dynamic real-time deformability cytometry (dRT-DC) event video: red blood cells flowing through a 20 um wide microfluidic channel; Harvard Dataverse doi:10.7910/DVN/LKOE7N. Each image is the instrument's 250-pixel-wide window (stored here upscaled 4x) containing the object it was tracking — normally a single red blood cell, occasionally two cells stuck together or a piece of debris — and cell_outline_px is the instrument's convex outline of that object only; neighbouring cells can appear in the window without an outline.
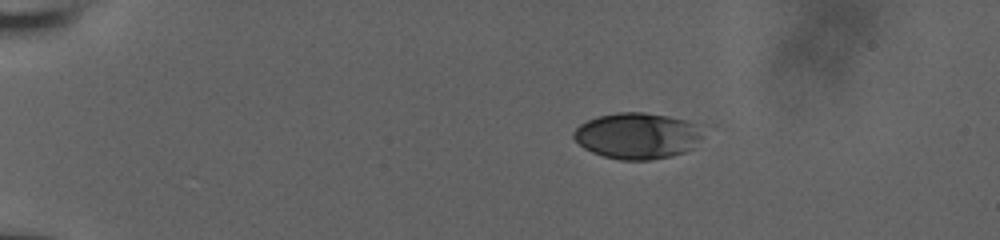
{"species": "human", "species_latin": "Homo sapiens", "temperature_condition": "room temperature", "stored_images_in_passage": 47, "camera_frame_rate_fps": 3000, "um_per_image_px": 0.085, "donor": {"sex": "male"}, "frame": {"image": 1, "passage_image": 8, "time_ms": 2.333, "image_size_px": [1000, 240], "cell_outline_px": [[660, 156], [612, 156], [588, 148], [576, 136], [576, 132], [584, 124], [592, 120], [604, 116], [656, 116]], "centroid_in_image_um": [52.85, 11.54], "position_along_channel_um": 32.1, "area_um2": 20.58}}
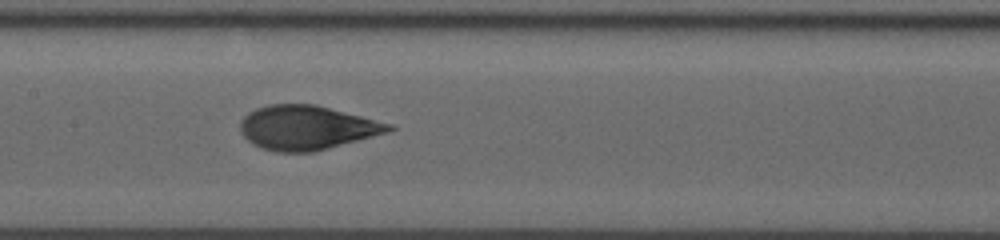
{"frame": {"image": 2, "passage_image": 27, "time_ms": 8.667, "image_size_px": [1000, 240], "cell_outline_px": [[388, 128], [360, 136], [316, 148], [276, 148], [264, 144], [256, 140], [252, 136], [248, 124], [248, 120], [256, 112], [268, 108], [320, 108], [364, 120]], "centroid_in_image_um": [26.03, 10.84], "position_along_channel_um": 181.4, "area_um2": 28.67}}
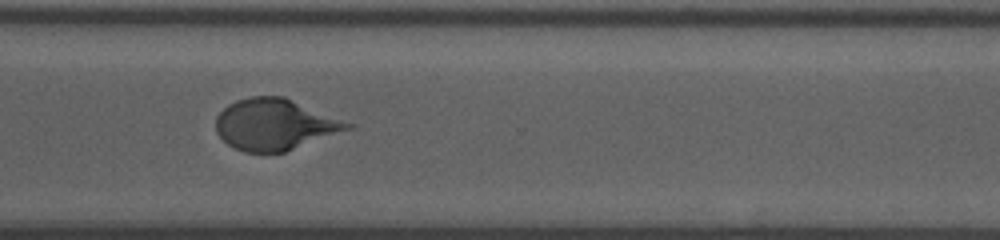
{"frame": {"image": 3, "passage_image": 40, "time_ms": 13.0, "image_size_px": [1000, 240], "cell_outline_px": [[332, 128], [280, 152], [256, 152], [240, 148], [232, 144], [228, 140], [220, 116], [228, 108], [244, 100], [288, 100]], "centroid_in_image_um": [22.9, 10.65], "position_along_channel_um": 347.7, "area_um2": 29.71}}